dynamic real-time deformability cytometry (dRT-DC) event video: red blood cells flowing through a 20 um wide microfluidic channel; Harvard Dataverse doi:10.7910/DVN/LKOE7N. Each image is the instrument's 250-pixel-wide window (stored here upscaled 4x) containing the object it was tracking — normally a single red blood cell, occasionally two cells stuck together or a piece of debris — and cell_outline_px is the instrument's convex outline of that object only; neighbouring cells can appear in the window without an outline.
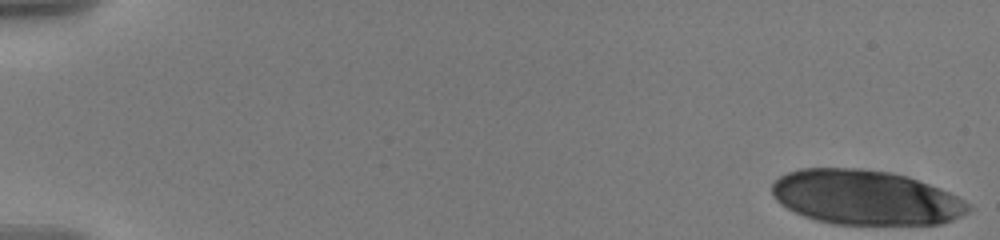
{"species": "human", "species_latin": "Homo sapiens", "temperature_condition": "warm", "stored_images_in_passage": 21, "camera_frame_rate_fps": 3000, "um_per_image_px": 0.085, "donor": {"sex": "male"}, "frame": {"image": 1, "passage_image": 1, "time_ms": 0.0, "image_size_px": [1000, 240], "cell_outline_px": [[972, 208], [968, 212], [952, 220], [940, 224], [832, 224], [816, 220], [804, 216], [780, 204], [772, 196], [772, 184], [780, 176], [788, 172], [800, 168], [860, 168], [892, 172], [908, 176], [940, 188], [964, 200]], "centroid_in_image_um": [73.56, 16.78], "position_along_channel_um": 11.4, "area_um2": 62.66}}